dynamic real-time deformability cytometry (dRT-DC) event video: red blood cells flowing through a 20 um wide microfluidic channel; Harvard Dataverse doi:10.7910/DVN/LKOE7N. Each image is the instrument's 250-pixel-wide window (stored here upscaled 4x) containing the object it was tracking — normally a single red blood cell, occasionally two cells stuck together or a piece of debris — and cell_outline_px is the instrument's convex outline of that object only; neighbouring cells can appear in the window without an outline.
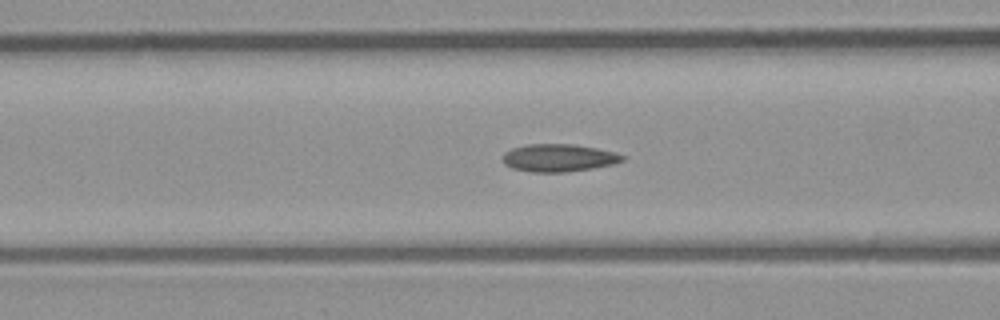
{"species": "common noctule bat (a hibernating species)", "species_latin": "Nyctalus noctula", "temperature_condition": "room temperature", "stored_images_in_passage": 42, "camera_frame_rate_fps": 3000, "um_per_image_px": 0.085, "animal": {"sex": "male", "body_mass_g": 23.1, "forearm_length_mm": 52.7}, "frame": {"image": 1, "passage_image": 17, "time_ms": 5.333, "image_size_px": [1000, 320], "cell_outline_px": [[624, 160], [612, 164], [592, 168], [564, 172], [532, 172], [512, 168], [504, 164], [504, 152], [512, 148], [528, 144], [572, 144], [596, 148], [616, 152], [624, 156]], "centroid_in_image_um": [47.48, 13.41], "position_along_channel_um": 119.1, "area_um2": 19.13}}
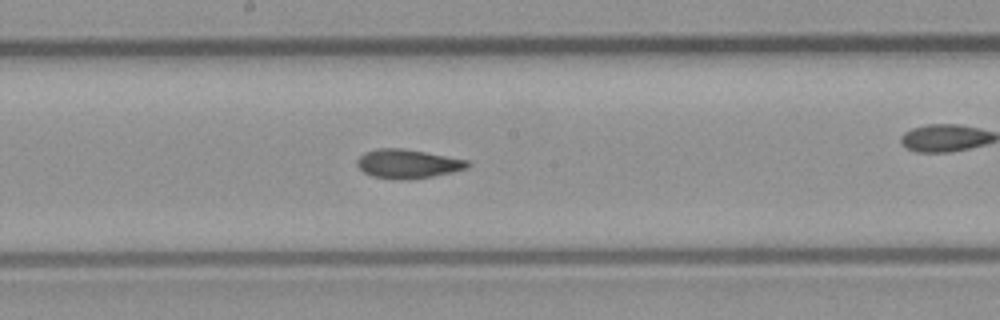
{"frame": {"image": 2, "passage_image": 24, "time_ms": 7.667, "image_size_px": [1000, 320], "cell_outline_px": [[472, 164], [468, 168], [452, 172], [432, 176], [404, 180], [400, 180], [372, 176], [364, 172], [356, 164], [356, 160], [364, 152], [376, 148], [400, 148], [424, 152], [468, 160]], "centroid_in_image_um": [34.65, 13.92], "position_along_channel_um": 213.6, "area_um2": 18.61}}
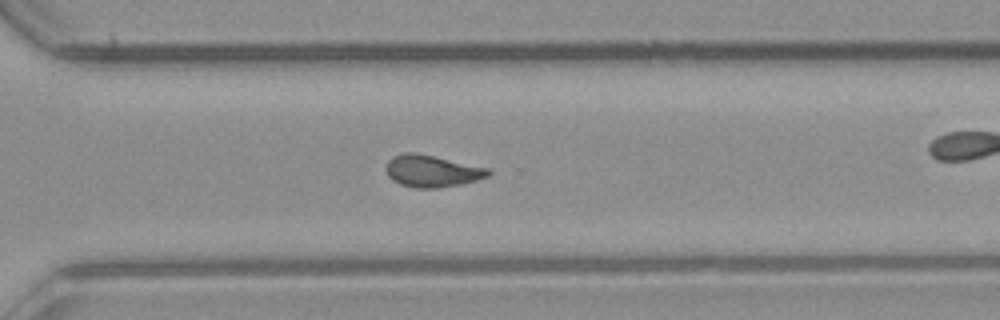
{"frame": {"image": 3, "passage_image": 33, "time_ms": 10.667, "image_size_px": [1000, 320], "cell_outline_px": [[492, 172], [488, 176], [476, 180], [460, 184], [436, 188], [416, 188], [400, 184], [392, 180], [388, 176], [384, 168], [388, 160], [392, 156], [404, 152], [416, 152], [488, 168]], "centroid_in_image_um": [36.66, 14.53], "position_along_channel_um": 333.9, "area_um2": 19.07}, "authors_computed_cell_mechanics": {"area_um2": 18.5538, "velocity_mm_per_s": 4.0262, "shape_relaxation_time_tau1_ms": null, "shape_relaxation_time_tau2_ms": 1.3966, "deformation_change_tau1": null, "deformation_change_tau2": 0.0821}}